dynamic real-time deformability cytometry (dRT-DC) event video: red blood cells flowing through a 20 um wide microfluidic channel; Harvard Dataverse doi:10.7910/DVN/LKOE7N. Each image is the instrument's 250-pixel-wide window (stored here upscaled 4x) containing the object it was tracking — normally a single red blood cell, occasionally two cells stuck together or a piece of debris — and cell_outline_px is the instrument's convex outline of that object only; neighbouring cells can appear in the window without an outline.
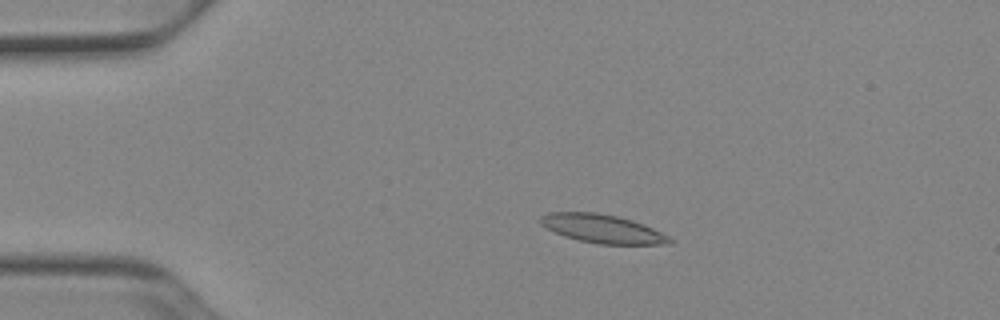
{"species": "Egyptian fruit bat (a non-hibernating species)", "species_latin": "Rousettus aegyptiacus", "temperature_condition": "cold", "stored_images_in_passage": 51, "camera_frame_rate_fps": 3000, "um_per_image_px": 0.085, "animal": {"sex": "female"}, "frame": {"image": 1, "passage_image": 10, "time_ms": 3.0, "image_size_px": [1000, 320], "cell_outline_px": [[672, 244], [596, 244], [564, 236], [540, 224], [540, 216], [548, 212], [596, 212], [616, 216], [632, 220], [644, 224], [668, 236], [672, 240]], "centroid_in_image_um": [51.2, 19.44], "position_along_channel_um": 33.8, "area_um2": 21.33}}
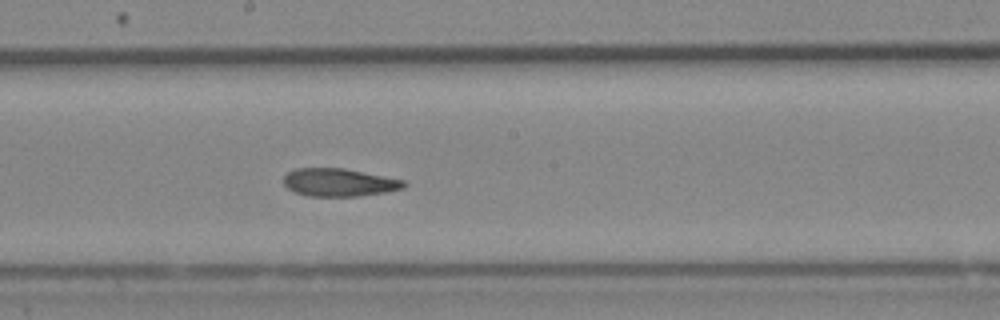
{"frame": {"image": 2, "passage_image": 28, "time_ms": 9.0, "image_size_px": [1000, 320], "cell_outline_px": [[408, 184], [404, 188], [384, 192], [360, 196], [308, 196], [296, 192], [288, 188], [284, 184], [284, 176], [288, 172], [296, 168], [344, 168], [404, 180]], "centroid_in_image_um": [28.83, 15.5], "position_along_channel_um": 219.4, "area_um2": 19.48}}
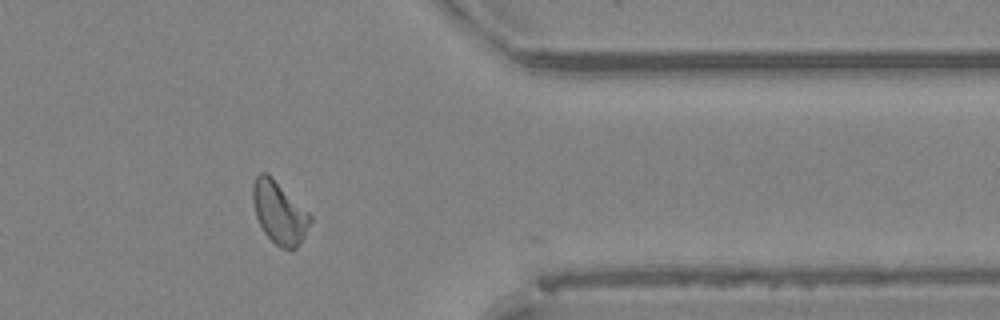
{"frame": {"image": 3, "passage_image": 42, "time_ms": 13.667, "image_size_px": [1000, 320], "cell_outline_px": [[312, 220], [300, 244], [296, 248], [280, 248], [264, 232], [256, 216], [252, 200], [252, 184], [256, 176], [260, 172], [268, 172], [312, 216]], "centroid_in_image_um": [23.72, 18.04], "position_along_channel_um": 387.7, "area_um2": 20.75}, "authors_computed_cell_mechanics": {"area_um2": 20.6924, "velocity_mm_per_s": 3.8953, "shape_relaxation_time_tau1_ms": 7.6216, "shape_relaxation_time_tau2_ms": 3.0403, "deformation_change_tau1": 0.1865, "deformation_change_tau2": 0.1017}}